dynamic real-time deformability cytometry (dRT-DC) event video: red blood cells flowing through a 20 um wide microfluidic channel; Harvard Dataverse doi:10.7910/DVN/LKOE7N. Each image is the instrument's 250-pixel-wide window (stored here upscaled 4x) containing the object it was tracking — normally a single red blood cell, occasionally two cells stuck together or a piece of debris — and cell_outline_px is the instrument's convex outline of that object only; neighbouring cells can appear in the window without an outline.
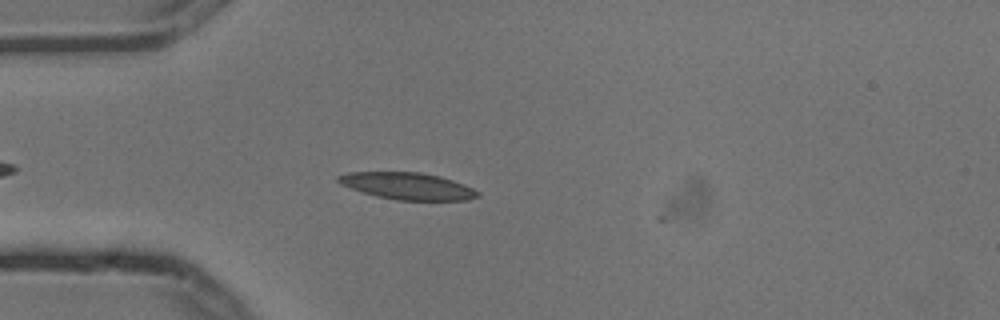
{"species": "common noctule bat (a hibernating species)", "species_latin": "Nyctalus noctula", "temperature_condition": "cold", "stored_images_in_passage": 5, "camera_frame_rate_fps": 3000, "um_per_image_px": 0.085, "animal": {"sex": "male", "body_mass_g": 13.3}, "frame": {"image": 1, "passage_image": 5, "time_ms": 1.333, "image_size_px": [1000, 320], "cell_outline_px": [[480, 196], [468, 200], [396, 200], [376, 196], [340, 184], [336, 180], [336, 176], [348, 172], [420, 172], [440, 176], [464, 184], [480, 192]], "centroid_in_image_um": [34.65, 15.81], "position_along_channel_um": 50.3, "area_um2": 21.85}}